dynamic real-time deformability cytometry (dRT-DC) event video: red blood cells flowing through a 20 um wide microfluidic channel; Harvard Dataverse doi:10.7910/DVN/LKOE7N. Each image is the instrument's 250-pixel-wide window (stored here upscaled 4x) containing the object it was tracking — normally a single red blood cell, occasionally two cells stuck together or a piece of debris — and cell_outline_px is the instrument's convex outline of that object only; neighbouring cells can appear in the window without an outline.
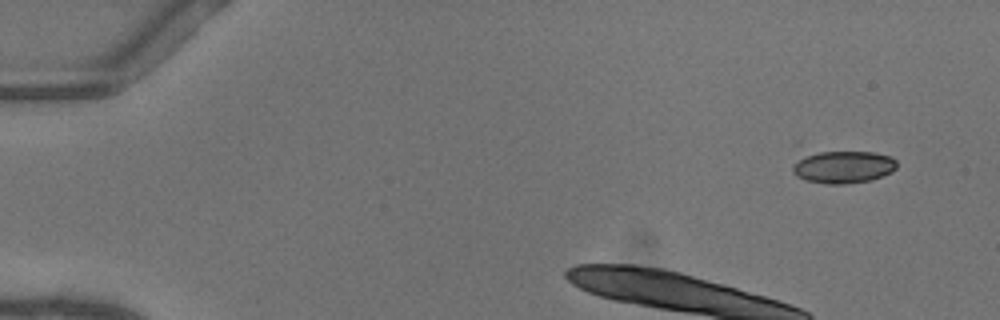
{"species": "common noctule bat (a hibernating species)", "species_latin": "Nyctalus noctula", "temperature_condition": "warm", "stored_images_in_passage": 10, "camera_frame_rate_fps": 3000, "um_per_image_px": 0.085, "animal": {"sex": "female"}, "frame": {"image": 1, "passage_image": 1, "time_ms": 0.0, "image_size_px": [1000, 320], "cell_outline_px": [[896, 168], [892, 172], [872, 180], [844, 184], [824, 184], [808, 180], [796, 176], [792, 172], [792, 168], [800, 160], [808, 156], [820, 152], [876, 152], [892, 156], [896, 160]], "centroid_in_image_um": [71.76, 14.21], "position_along_channel_um": 13.2, "area_um2": 19.42}}